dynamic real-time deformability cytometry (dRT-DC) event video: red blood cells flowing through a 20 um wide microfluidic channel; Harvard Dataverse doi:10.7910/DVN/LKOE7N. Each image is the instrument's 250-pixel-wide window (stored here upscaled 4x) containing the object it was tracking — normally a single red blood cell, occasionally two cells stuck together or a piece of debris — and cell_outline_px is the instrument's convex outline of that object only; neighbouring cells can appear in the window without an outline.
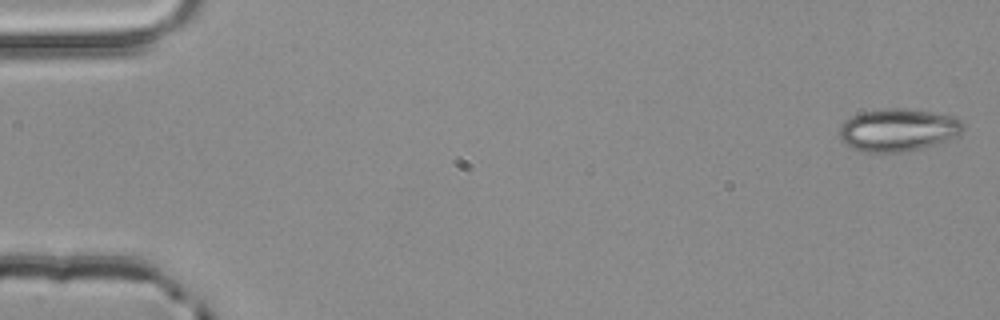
{"species": "common noctule bat (a hibernating species)", "species_latin": "Nyctalus noctula", "temperature_condition": "room temperature", "stored_images_in_passage": 4, "camera_frame_rate_fps": 3000, "um_per_image_px": 0.085, "animal": {"sex": "male", "body_mass_g": 20.4}, "frame": {"image": 1, "passage_image": 1, "time_ms": 0.0, "image_size_px": [1000, 320], "cell_outline_px": [[964, 128], [956, 136], [948, 140], [920, 148], [904, 152], [864, 152], [840, 140], [840, 128], [852, 116], [864, 112], [884, 108], [904, 108], [932, 112], [952, 116], [960, 120], [964, 124]], "centroid_in_image_um": [76.37, 11.04], "position_along_channel_um": 8.6, "area_um2": 30.29}}